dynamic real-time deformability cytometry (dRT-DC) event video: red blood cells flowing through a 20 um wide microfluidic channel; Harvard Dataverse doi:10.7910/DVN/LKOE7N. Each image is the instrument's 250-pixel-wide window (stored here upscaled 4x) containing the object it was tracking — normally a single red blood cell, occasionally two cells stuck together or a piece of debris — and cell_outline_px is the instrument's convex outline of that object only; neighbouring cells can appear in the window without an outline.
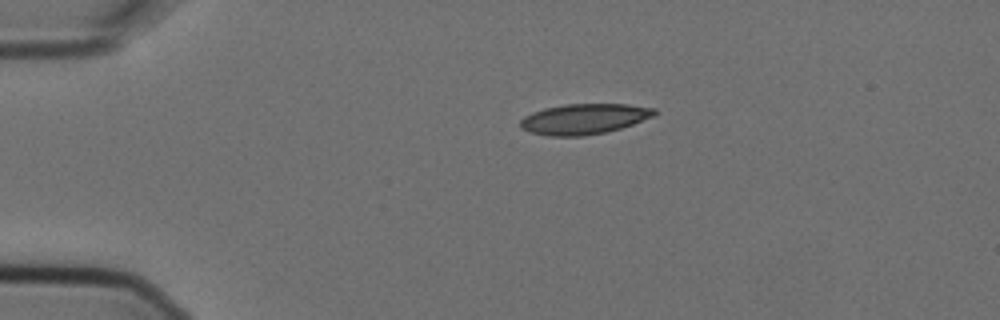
{"species": "Egyptian fruit bat (a non-hibernating species)", "species_latin": "Rousettus aegyptiacus", "temperature_condition": "cold", "stored_images_in_passage": 3, "camera_frame_rate_fps": 3000, "um_per_image_px": 0.085, "animal": {"sex": "female"}, "frame": {"image": 1, "passage_image": 1, "time_ms": 0.0, "image_size_px": [1000, 320], "cell_outline_px": [[656, 116], [620, 128], [604, 132], [584, 136], [548, 136], [532, 132], [520, 128], [520, 120], [524, 116], [532, 112], [544, 108], [564, 104], [628, 104], [656, 108]], "centroid_in_image_um": [49.65, 10.1], "position_along_channel_um": 35.3, "area_um2": 23.87}}